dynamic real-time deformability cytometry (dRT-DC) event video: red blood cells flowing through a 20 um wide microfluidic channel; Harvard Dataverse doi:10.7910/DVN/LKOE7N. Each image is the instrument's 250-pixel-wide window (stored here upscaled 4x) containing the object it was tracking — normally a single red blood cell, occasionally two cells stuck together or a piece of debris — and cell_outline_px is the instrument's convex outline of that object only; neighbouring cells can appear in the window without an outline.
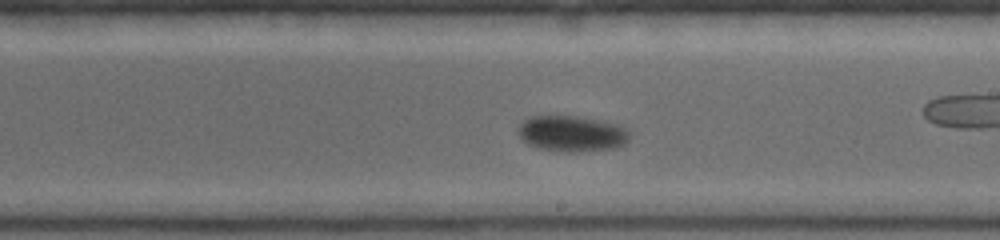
{"species": "common noctule bat (a hibernating species)", "species_latin": "Nyctalus noctula", "temperature_condition": "warm", "stored_images_in_passage": 56, "camera_frame_rate_fps": 5000, "um_per_image_px": 0.085, "animal": {"sex": "female", "body_mass_g": 19.0, "forearm_length_mm": 53.3}, "frame": {"image": 1, "passage_image": 34, "time_ms": 4.2, "image_size_px": [1000, 240], "cell_outline_px": [[628, 140], [624, 144], [616, 148], [572, 152], [564, 152], [540, 148], [528, 144], [516, 132], [520, 124], [528, 116], [576, 116], [616, 124], [628, 128]], "centroid_in_image_um": [48.58, 11.36], "position_along_channel_um": 240.4, "area_um2": 23.18}}
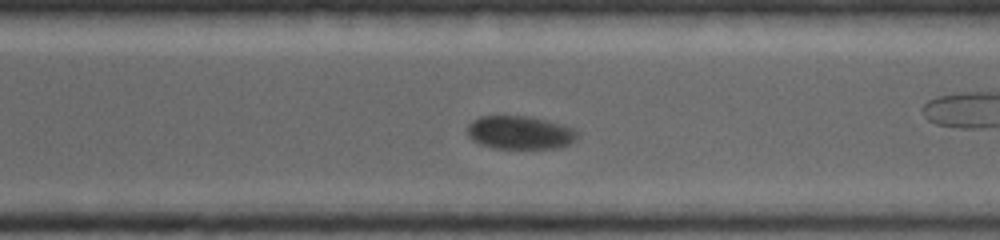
{"frame": {"image": 2, "passage_image": 41, "time_ms": 5.4, "image_size_px": [1000, 240], "cell_outline_px": [[576, 140], [568, 144], [556, 148], [492, 148], [480, 144], [472, 140], [468, 136], [468, 124], [472, 120], [480, 116], [528, 116], [576, 128]], "centroid_in_image_um": [44.16, 11.27], "position_along_channel_um": 326.4, "area_um2": 21.27}}